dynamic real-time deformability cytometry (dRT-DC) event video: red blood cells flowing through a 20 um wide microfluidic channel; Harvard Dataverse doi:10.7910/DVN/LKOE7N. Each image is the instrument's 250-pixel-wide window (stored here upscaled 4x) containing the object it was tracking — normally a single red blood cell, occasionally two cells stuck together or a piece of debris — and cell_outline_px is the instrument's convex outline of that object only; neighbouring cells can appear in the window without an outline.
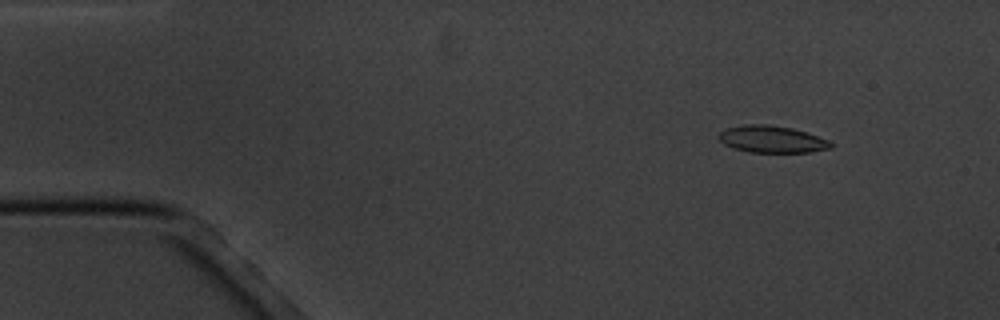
{"species": "common noctule bat (a hibernating species)", "species_latin": "Nyctalus noctula", "temperature_condition": "cold", "stored_images_in_passage": 5, "camera_frame_rate_fps": 3000, "um_per_image_px": 0.085, "animal": {"sex": "male", "body_mass_g": 20.1, "forearm_length_mm": 53.5}, "frame": {"image": 1, "passage_image": 2, "time_ms": 1.0, "image_size_px": [1000, 320], "cell_outline_px": [[832, 148], [812, 152], [748, 152], [724, 144], [720, 140], [720, 132], [728, 128], [744, 124], [768, 124], [792, 128], [828, 140], [832, 144]], "centroid_in_image_um": [65.62, 11.84], "position_along_channel_um": 19.4, "area_um2": 17.34}}
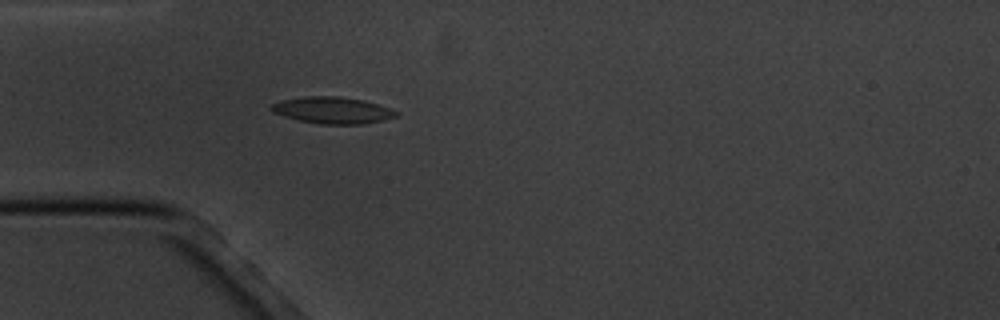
{"frame": {"image": 2, "passage_image": 5, "time_ms": 4.333, "image_size_px": [1000, 320], "cell_outline_px": [[396, 116], [384, 120], [360, 124], [320, 124], [300, 120], [284, 116], [272, 112], [268, 108], [272, 104], [280, 100], [308, 96], [336, 96], [364, 100], [380, 104], [396, 112]], "centroid_in_image_um": [28.22, 9.36], "position_along_channel_um": 56.8, "area_um2": 19.25}}